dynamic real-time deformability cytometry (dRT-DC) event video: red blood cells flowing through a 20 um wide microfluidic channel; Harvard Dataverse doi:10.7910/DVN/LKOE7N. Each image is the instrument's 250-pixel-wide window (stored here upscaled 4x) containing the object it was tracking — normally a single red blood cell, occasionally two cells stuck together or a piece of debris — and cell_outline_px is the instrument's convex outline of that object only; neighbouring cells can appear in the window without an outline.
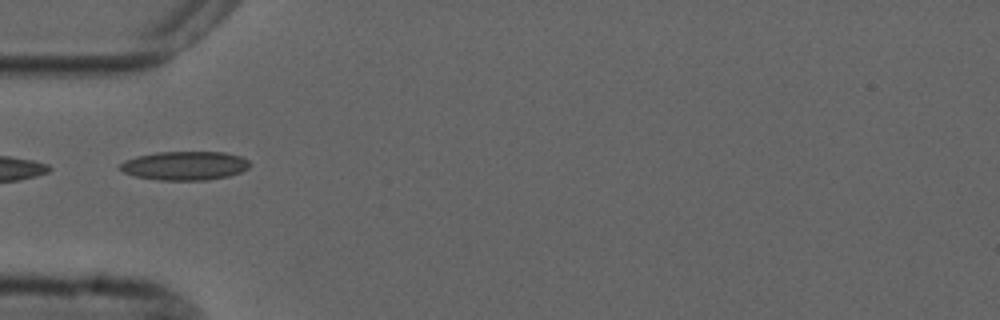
{"species": "common noctule bat (a hibernating species)", "species_latin": "Nyctalus noctula", "temperature_condition": "cold", "stored_images_in_passage": 5, "camera_frame_rate_fps": 3000, "um_per_image_px": 0.085, "animal": {"sex": "male", "forearm_length_mm": 52.5}, "frame": {"image": 1, "passage_image": 4, "time_ms": 4.667, "image_size_px": [1000, 320], "cell_outline_px": [[252, 164], [248, 168], [240, 172], [228, 176], [208, 180], [160, 180], [136, 176], [124, 172], [120, 168], [120, 164], [124, 160], [136, 156], [156, 152], [224, 152], [240, 156], [248, 160]], "centroid_in_image_um": [15.72, 14.08], "position_along_channel_um": 69.3, "area_um2": 21.79}}